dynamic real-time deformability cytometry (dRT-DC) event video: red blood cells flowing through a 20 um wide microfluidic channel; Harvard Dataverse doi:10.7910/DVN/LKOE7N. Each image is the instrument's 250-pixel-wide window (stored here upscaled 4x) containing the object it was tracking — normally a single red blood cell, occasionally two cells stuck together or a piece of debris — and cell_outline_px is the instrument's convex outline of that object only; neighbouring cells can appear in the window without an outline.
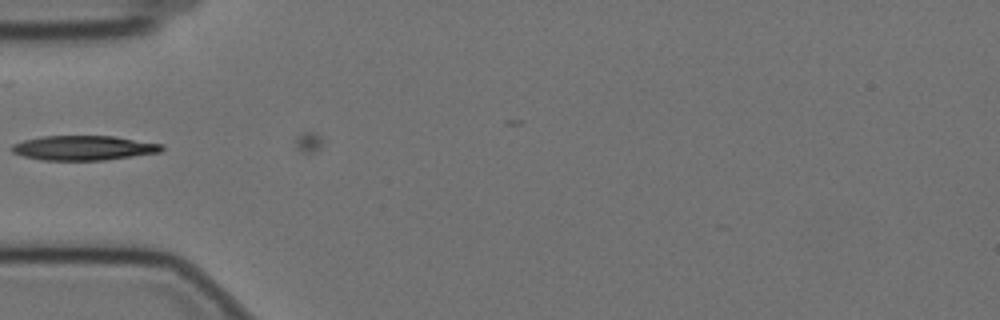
{"species": "Egyptian fruit bat (a non-hibernating species)", "species_latin": "Rousettus aegyptiacus", "temperature_condition": "cold", "stored_images_in_passage": 3, "camera_frame_rate_fps": 3000, "um_per_image_px": 0.085, "animal": {"sex": "female"}, "frame": {"image": 1, "passage_image": 1, "time_ms": 0.0, "image_size_px": [1000, 320], "cell_outline_px": [[164, 148], [160, 152], [104, 160], [40, 160], [24, 156], [12, 152], [12, 144], [24, 140], [40, 136], [112, 136], [164, 144]], "centroid_in_image_um": [7.1, 12.57], "position_along_channel_um": 77.9, "area_um2": 21.44}}